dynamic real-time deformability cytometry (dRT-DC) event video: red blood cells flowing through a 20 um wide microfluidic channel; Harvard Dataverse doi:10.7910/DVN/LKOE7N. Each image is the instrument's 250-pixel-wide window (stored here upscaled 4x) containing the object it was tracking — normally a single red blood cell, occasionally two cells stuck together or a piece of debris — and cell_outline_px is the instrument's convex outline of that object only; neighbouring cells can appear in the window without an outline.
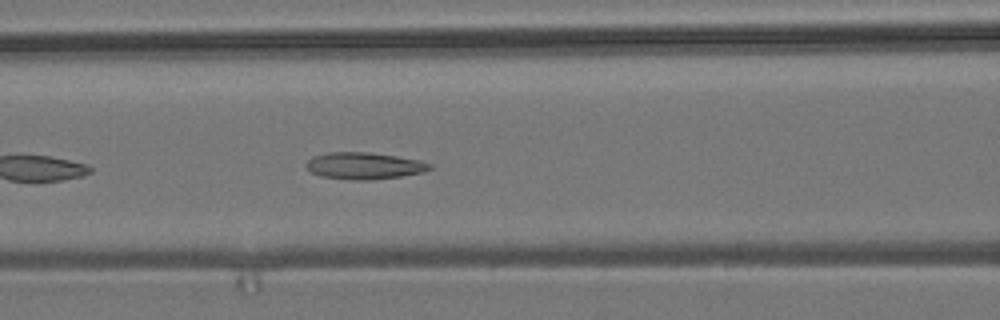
{"species": "common noctule bat (a hibernating species)", "species_latin": "Nyctalus noctula", "temperature_condition": "room temperature", "stored_images_in_passage": 31, "camera_frame_rate_fps": 3000, "um_per_image_px": 0.085, "animal": {"sex": "male", "body_mass_g": 19.2, "forearm_length_mm": 51.8}, "frame": {"image": 1, "passage_image": 9, "time_ms": 2.667, "image_size_px": [1000, 320], "cell_outline_px": [[432, 168], [424, 172], [400, 176], [372, 180], [352, 180], [320, 176], [312, 172], [304, 164], [312, 156], [328, 152], [368, 152], [396, 156], [420, 160], [432, 164]], "centroid_in_image_um": [30.95, 14.09], "position_along_channel_um": 135.7, "area_um2": 19.36}}
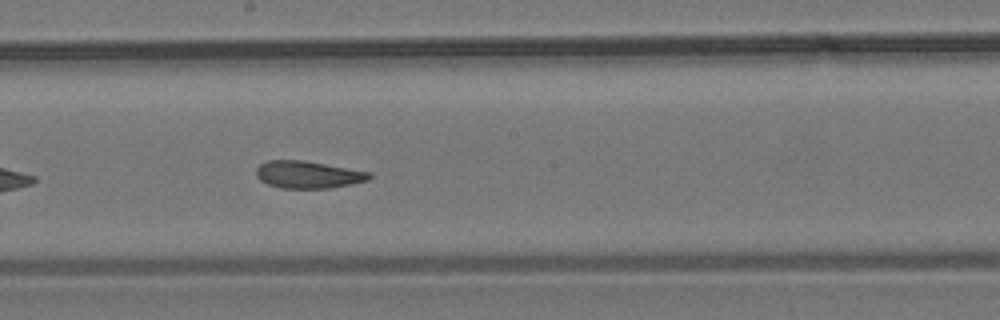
{"frame": {"image": 2, "passage_image": 16, "time_ms": 5.0, "image_size_px": [1000, 320], "cell_outline_px": [[372, 176], [368, 180], [332, 188], [280, 188], [268, 184], [260, 180], [256, 176], [256, 168], [260, 164], [268, 160], [304, 160], [372, 172]], "centroid_in_image_um": [26.19, 14.84], "position_along_channel_um": 222.0, "area_um2": 18.09}}
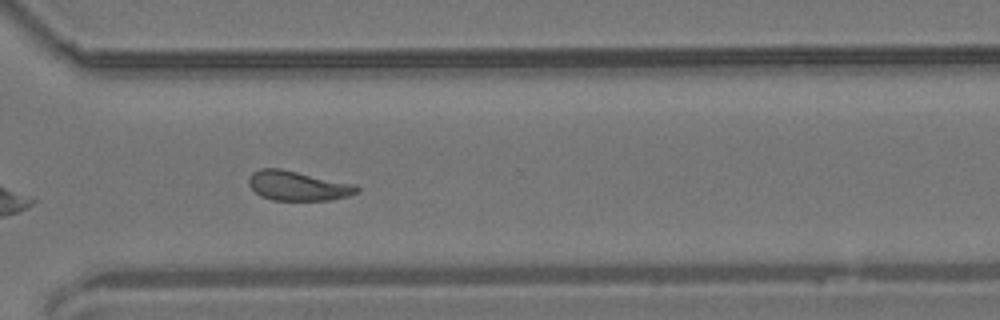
{"frame": {"image": 3, "passage_image": 26, "time_ms": 8.333, "image_size_px": [1000, 320], "cell_outline_px": [[360, 192], [348, 196], [332, 200], [272, 200], [260, 196], [248, 184], [248, 176], [252, 172], [260, 168], [280, 168], [356, 184], [360, 188]], "centroid_in_image_um": [25.33, 15.79], "position_along_channel_um": 345.3, "area_um2": 18.9}, "authors_computed_cell_mechanics": {"area_um2": 18.6116, "velocity_mm_per_s": 3.7084, "shape_relaxation_time_tau1_ms": null, "shape_relaxation_time_tau2_ms": 3.4375, "deformation_change_tau1": null, "deformation_change_tau2": 0.1154}}